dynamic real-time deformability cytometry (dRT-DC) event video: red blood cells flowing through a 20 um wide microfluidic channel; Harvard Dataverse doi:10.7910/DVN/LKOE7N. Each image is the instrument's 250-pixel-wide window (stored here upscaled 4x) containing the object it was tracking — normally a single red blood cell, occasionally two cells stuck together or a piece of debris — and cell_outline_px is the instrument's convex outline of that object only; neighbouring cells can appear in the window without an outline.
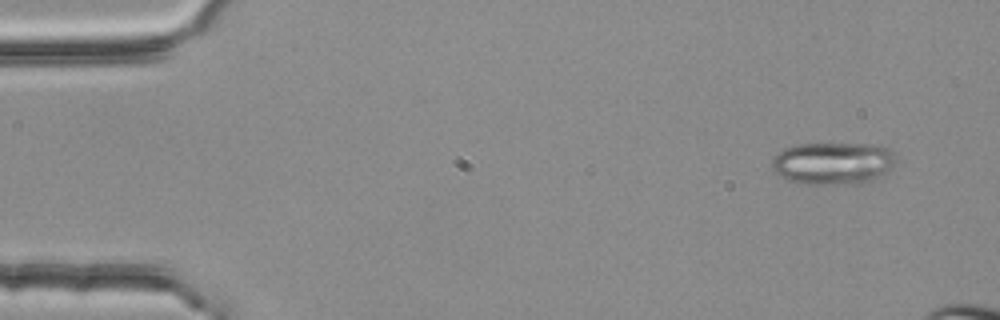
{"species": "common noctule bat (a hibernating species)", "species_latin": "Nyctalus noctula", "temperature_condition": "room temperature", "stored_images_in_passage": 4, "camera_frame_rate_fps": 3000, "um_per_image_px": 0.085, "animal": {"sex": "female", "body_mass_g": 25.1}, "frame": {"image": 1, "passage_image": 1, "time_ms": 0.0, "image_size_px": [1000, 320], "cell_outline_px": [[896, 160], [884, 176], [880, 180], [868, 184], [804, 184], [788, 180], [780, 176], [772, 168], [772, 160], [776, 152], [784, 148], [796, 144], [880, 144], [888, 148], [896, 156]], "centroid_in_image_um": [70.86, 13.89], "position_along_channel_um": 14.1, "area_um2": 31.39}}